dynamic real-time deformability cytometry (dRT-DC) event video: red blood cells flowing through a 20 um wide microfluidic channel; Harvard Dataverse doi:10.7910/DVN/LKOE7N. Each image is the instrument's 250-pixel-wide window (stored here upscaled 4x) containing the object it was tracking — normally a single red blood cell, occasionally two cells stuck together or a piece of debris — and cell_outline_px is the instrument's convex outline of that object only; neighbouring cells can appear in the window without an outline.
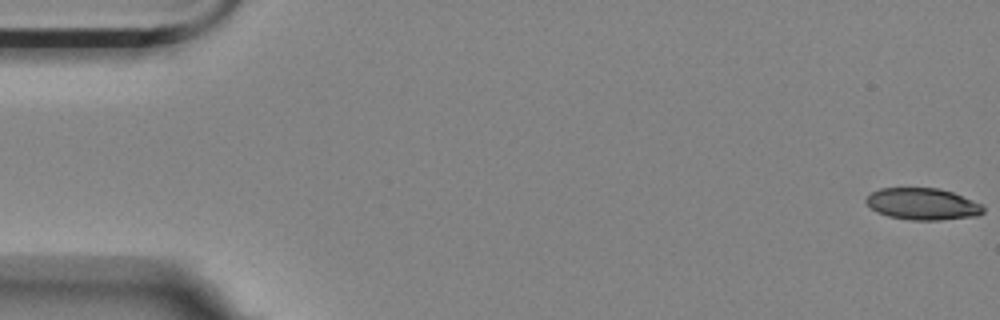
{"species": "Egyptian fruit bat (a non-hibernating species)", "species_latin": "Rousettus aegyptiacus", "temperature_condition": "room temperature", "stored_images_in_passage": 57, "camera_frame_rate_fps": 3000, "um_per_image_px": 0.085, "animal": {"sex": "female"}, "frame": {"image": 1, "passage_image": 1, "time_ms": 0.0, "image_size_px": [1000, 320], "cell_outline_px": [[984, 212], [976, 216], [940, 220], [912, 220], [888, 216], [876, 212], [864, 200], [872, 192], [880, 188], [940, 188], [952, 192], [984, 204]], "centroid_in_image_um": [78.45, 17.34], "position_along_channel_um": 6.6, "area_um2": 21.73}}
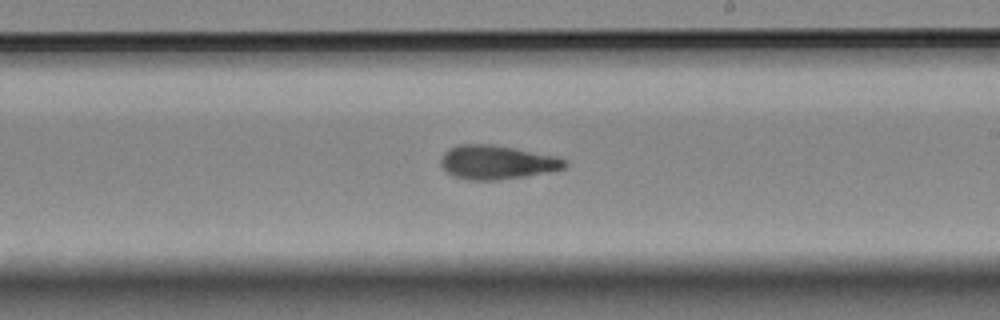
{"frame": {"image": 2, "passage_image": 33, "time_ms": 10.667, "image_size_px": [1000, 320], "cell_outline_px": [[568, 164], [564, 168], [556, 172], [528, 176], [496, 180], [464, 180], [452, 176], [440, 164], [440, 160], [444, 152], [448, 148], [456, 144], [488, 144], [512, 148], [556, 156], [568, 160]], "centroid_in_image_um": [42.26, 13.81], "position_along_channel_um": 246.7, "area_um2": 24.85}}
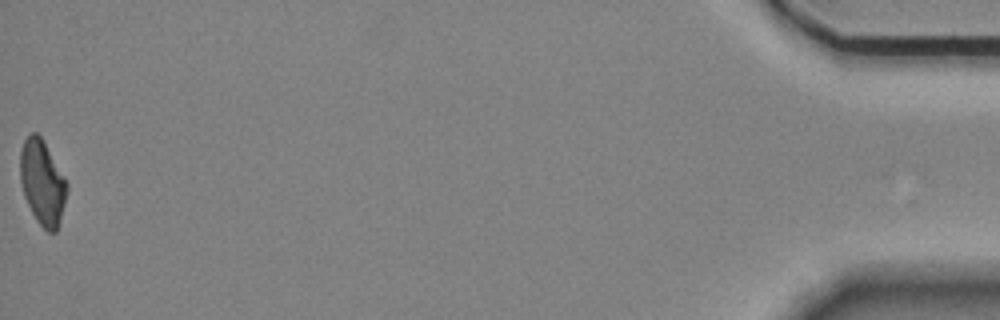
{"frame": {"image": 3, "passage_image": 57, "time_ms": 18.667, "image_size_px": [1000, 320], "cell_outline_px": [[68, 188], [60, 220], [56, 232], [48, 232], [36, 220], [24, 196], [20, 180], [20, 152], [24, 140], [32, 132], [36, 132], [40, 136], [64, 176], [68, 184]], "centroid_in_image_um": [3.59, 15.52], "position_along_channel_um": 431.6, "area_um2": 22.77}, "authors_computed_cell_mechanics": {"area_um2": 23.9292, "velocity_mm_per_s": 3.5316, "shape_relaxation_time_tau1_ms": 6.3701, "shape_relaxation_time_tau2_ms": 4.2585, "deformation_change_tau1": 0.1596, "deformation_change_tau2": 0.1129}}